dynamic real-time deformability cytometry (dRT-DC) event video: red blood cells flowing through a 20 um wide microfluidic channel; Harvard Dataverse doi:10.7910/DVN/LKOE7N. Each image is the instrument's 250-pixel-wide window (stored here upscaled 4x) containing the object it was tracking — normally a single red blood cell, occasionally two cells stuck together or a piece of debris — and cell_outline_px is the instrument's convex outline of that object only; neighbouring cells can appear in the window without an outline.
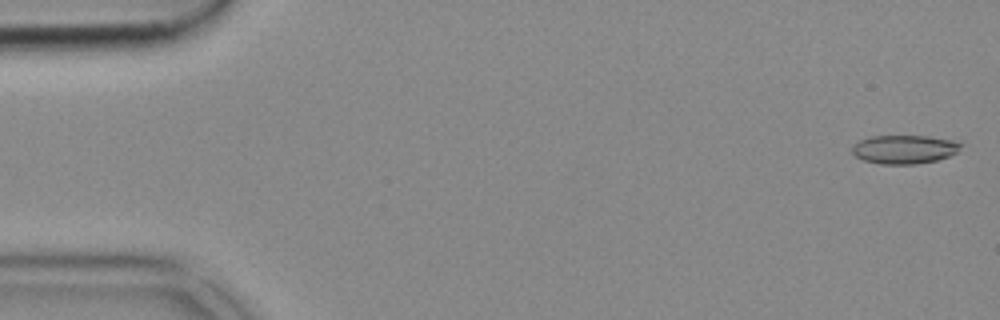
{"species": "common noctule bat (a hibernating species)", "species_latin": "Nyctalus noctula", "temperature_condition": "cold", "stored_images_in_passage": 52, "camera_frame_rate_fps": 3000, "um_per_image_px": 0.085, "animal": {"sex": "female", "body_mass_g": 18.4}, "frame": {"image": 1, "passage_image": 1, "time_ms": 0.0, "image_size_px": [1000, 320], "cell_outline_px": [[964, 144], [956, 152], [948, 156], [936, 160], [916, 164], [880, 164], [864, 160], [856, 156], [852, 152], [852, 148], [860, 140], [872, 136], [928, 136], [952, 140]], "centroid_in_image_um": [76.88, 12.69], "position_along_channel_um": 8.1, "area_um2": 17.98}}
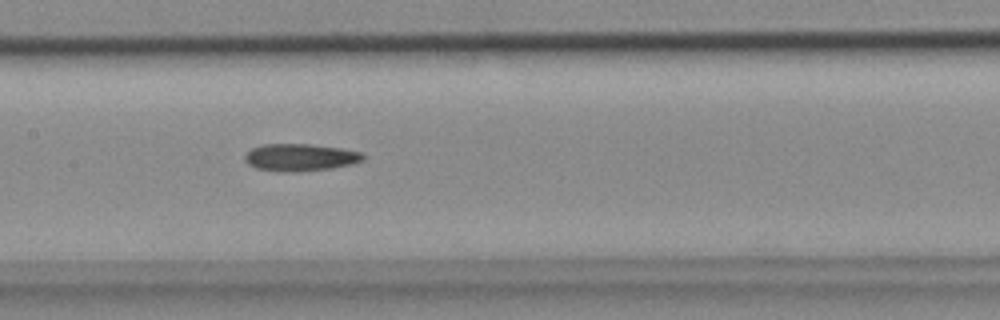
{"frame": {"image": 2, "passage_image": 25, "time_ms": 8.0, "image_size_px": [1000, 320], "cell_outline_px": [[364, 160], [352, 164], [332, 168], [296, 172], [284, 172], [256, 168], [248, 164], [244, 160], [244, 156], [252, 148], [264, 144], [312, 144], [340, 148], [364, 152]], "centroid_in_image_um": [25.54, 13.38], "position_along_channel_um": 181.9, "area_um2": 18.9}}
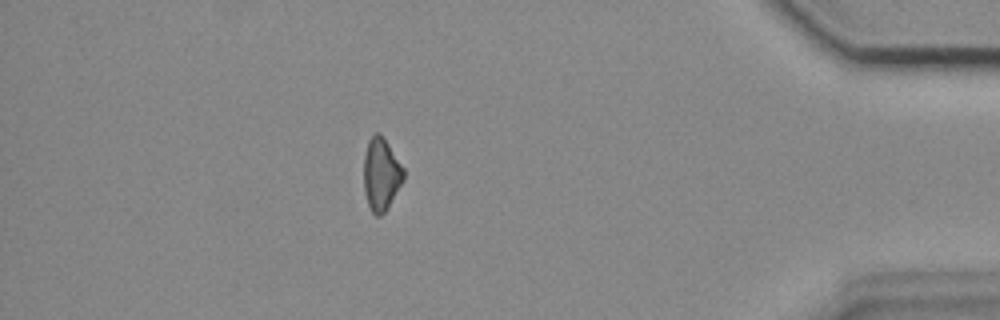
{"frame": {"image": 3, "passage_image": 46, "time_ms": 15.0, "image_size_px": [1000, 320], "cell_outline_px": [[404, 180], [388, 208], [380, 216], [376, 216], [372, 212], [368, 204], [364, 192], [364, 156], [368, 140], [376, 132], [380, 132], [404, 168]], "centroid_in_image_um": [32.4, 14.82], "position_along_channel_um": 402.8, "area_um2": 16.88}}